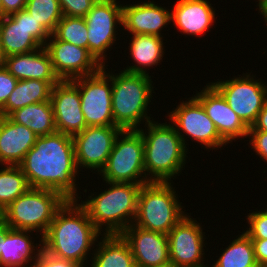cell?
<instances>
[{"mask_svg":"<svg viewBox=\"0 0 267 267\" xmlns=\"http://www.w3.org/2000/svg\"><path fill=\"white\" fill-rule=\"evenodd\" d=\"M50 36L26 9L0 19V41L5 57L39 49Z\"/></svg>","mask_w":267,"mask_h":267,"instance_id":"13","label":"cell"},{"mask_svg":"<svg viewBox=\"0 0 267 267\" xmlns=\"http://www.w3.org/2000/svg\"><path fill=\"white\" fill-rule=\"evenodd\" d=\"M50 101L58 132L73 137L87 127L81 110L79 89L72 80H60L54 85Z\"/></svg>","mask_w":267,"mask_h":267,"instance_id":"18","label":"cell"},{"mask_svg":"<svg viewBox=\"0 0 267 267\" xmlns=\"http://www.w3.org/2000/svg\"><path fill=\"white\" fill-rule=\"evenodd\" d=\"M90 261L97 267H136L128 241L122 234H101Z\"/></svg>","mask_w":267,"mask_h":267,"instance_id":"26","label":"cell"},{"mask_svg":"<svg viewBox=\"0 0 267 267\" xmlns=\"http://www.w3.org/2000/svg\"><path fill=\"white\" fill-rule=\"evenodd\" d=\"M44 47L60 80L91 75L103 67L87 48L58 40L53 34Z\"/></svg>","mask_w":267,"mask_h":267,"instance_id":"16","label":"cell"},{"mask_svg":"<svg viewBox=\"0 0 267 267\" xmlns=\"http://www.w3.org/2000/svg\"><path fill=\"white\" fill-rule=\"evenodd\" d=\"M248 214L245 220L249 228L247 227L244 232L251 239H267V209L256 210Z\"/></svg>","mask_w":267,"mask_h":267,"instance_id":"33","label":"cell"},{"mask_svg":"<svg viewBox=\"0 0 267 267\" xmlns=\"http://www.w3.org/2000/svg\"><path fill=\"white\" fill-rule=\"evenodd\" d=\"M9 117L14 122L28 127L37 137L57 131L51 101L34 103L16 109Z\"/></svg>","mask_w":267,"mask_h":267,"instance_id":"28","label":"cell"},{"mask_svg":"<svg viewBox=\"0 0 267 267\" xmlns=\"http://www.w3.org/2000/svg\"><path fill=\"white\" fill-rule=\"evenodd\" d=\"M193 97L203 106L207 116L215 124L220 137L230 143L247 138L249 128L230 108L226 99L211 84H206ZM245 137V138H244ZM237 139V140H236Z\"/></svg>","mask_w":267,"mask_h":267,"instance_id":"17","label":"cell"},{"mask_svg":"<svg viewBox=\"0 0 267 267\" xmlns=\"http://www.w3.org/2000/svg\"><path fill=\"white\" fill-rule=\"evenodd\" d=\"M36 138L28 127L0 116V165H19Z\"/></svg>","mask_w":267,"mask_h":267,"instance_id":"22","label":"cell"},{"mask_svg":"<svg viewBox=\"0 0 267 267\" xmlns=\"http://www.w3.org/2000/svg\"><path fill=\"white\" fill-rule=\"evenodd\" d=\"M122 22V30L128 31L130 35L147 34L163 37L161 31L171 24V10L156 4L154 0L123 4Z\"/></svg>","mask_w":267,"mask_h":267,"instance_id":"20","label":"cell"},{"mask_svg":"<svg viewBox=\"0 0 267 267\" xmlns=\"http://www.w3.org/2000/svg\"><path fill=\"white\" fill-rule=\"evenodd\" d=\"M122 131L118 126L86 127L73 136L77 168L100 173L106 165L114 142ZM84 167V168H83ZM81 168V169H80ZM97 169V170H96Z\"/></svg>","mask_w":267,"mask_h":267,"instance_id":"15","label":"cell"},{"mask_svg":"<svg viewBox=\"0 0 267 267\" xmlns=\"http://www.w3.org/2000/svg\"><path fill=\"white\" fill-rule=\"evenodd\" d=\"M151 118L145 129L138 130L144 142L145 175L150 182H171L185 169L188 149L170 121L158 123Z\"/></svg>","mask_w":267,"mask_h":267,"instance_id":"3","label":"cell"},{"mask_svg":"<svg viewBox=\"0 0 267 267\" xmlns=\"http://www.w3.org/2000/svg\"><path fill=\"white\" fill-rule=\"evenodd\" d=\"M19 167L30 187L58 192L66 200L82 199L77 193L79 170L72 136L56 131L37 137Z\"/></svg>","mask_w":267,"mask_h":267,"instance_id":"1","label":"cell"},{"mask_svg":"<svg viewBox=\"0 0 267 267\" xmlns=\"http://www.w3.org/2000/svg\"><path fill=\"white\" fill-rule=\"evenodd\" d=\"M5 15L3 14V9H2V4H1V0H0V19L2 17H4Z\"/></svg>","mask_w":267,"mask_h":267,"instance_id":"45","label":"cell"},{"mask_svg":"<svg viewBox=\"0 0 267 267\" xmlns=\"http://www.w3.org/2000/svg\"><path fill=\"white\" fill-rule=\"evenodd\" d=\"M53 35L58 39L88 49V30L85 18L64 16Z\"/></svg>","mask_w":267,"mask_h":267,"instance_id":"31","label":"cell"},{"mask_svg":"<svg viewBox=\"0 0 267 267\" xmlns=\"http://www.w3.org/2000/svg\"><path fill=\"white\" fill-rule=\"evenodd\" d=\"M255 259L259 267H267V239H252Z\"/></svg>","mask_w":267,"mask_h":267,"instance_id":"38","label":"cell"},{"mask_svg":"<svg viewBox=\"0 0 267 267\" xmlns=\"http://www.w3.org/2000/svg\"><path fill=\"white\" fill-rule=\"evenodd\" d=\"M97 0H59L64 16L85 17Z\"/></svg>","mask_w":267,"mask_h":267,"instance_id":"34","label":"cell"},{"mask_svg":"<svg viewBox=\"0 0 267 267\" xmlns=\"http://www.w3.org/2000/svg\"><path fill=\"white\" fill-rule=\"evenodd\" d=\"M202 229L196 218L187 214L170 230L167 235L171 267H209L204 265L206 235Z\"/></svg>","mask_w":267,"mask_h":267,"instance_id":"14","label":"cell"},{"mask_svg":"<svg viewBox=\"0 0 267 267\" xmlns=\"http://www.w3.org/2000/svg\"><path fill=\"white\" fill-rule=\"evenodd\" d=\"M10 229L11 227L7 225L5 222L0 224V267H1V247H2L1 239L5 237V235Z\"/></svg>","mask_w":267,"mask_h":267,"instance_id":"42","label":"cell"},{"mask_svg":"<svg viewBox=\"0 0 267 267\" xmlns=\"http://www.w3.org/2000/svg\"><path fill=\"white\" fill-rule=\"evenodd\" d=\"M191 98V99H190ZM182 100L175 109L167 113L168 119L181 137L185 147L190 140L200 143L204 149L213 150L226 147L213 121L207 116L203 106L192 96ZM183 133V134H182ZM185 134V135H184ZM212 148V149H211Z\"/></svg>","mask_w":267,"mask_h":267,"instance_id":"11","label":"cell"},{"mask_svg":"<svg viewBox=\"0 0 267 267\" xmlns=\"http://www.w3.org/2000/svg\"><path fill=\"white\" fill-rule=\"evenodd\" d=\"M257 6L256 9L259 10L258 13L262 15V19L264 18L263 21H265L267 28V0H259Z\"/></svg>","mask_w":267,"mask_h":267,"instance_id":"41","label":"cell"},{"mask_svg":"<svg viewBox=\"0 0 267 267\" xmlns=\"http://www.w3.org/2000/svg\"><path fill=\"white\" fill-rule=\"evenodd\" d=\"M4 62H5V56L3 54L1 41H0V67L4 66Z\"/></svg>","mask_w":267,"mask_h":267,"instance_id":"43","label":"cell"},{"mask_svg":"<svg viewBox=\"0 0 267 267\" xmlns=\"http://www.w3.org/2000/svg\"><path fill=\"white\" fill-rule=\"evenodd\" d=\"M59 81L18 80L6 104L0 109V116L8 117L16 109L34 103L50 101L51 91Z\"/></svg>","mask_w":267,"mask_h":267,"instance_id":"27","label":"cell"},{"mask_svg":"<svg viewBox=\"0 0 267 267\" xmlns=\"http://www.w3.org/2000/svg\"><path fill=\"white\" fill-rule=\"evenodd\" d=\"M5 222V211L4 208L0 205V224Z\"/></svg>","mask_w":267,"mask_h":267,"instance_id":"44","label":"cell"},{"mask_svg":"<svg viewBox=\"0 0 267 267\" xmlns=\"http://www.w3.org/2000/svg\"><path fill=\"white\" fill-rule=\"evenodd\" d=\"M130 38L131 44L128 43L130 45L128 46L130 52L129 57L130 59L132 58L134 63H132L133 65H128L123 68L122 71L149 75V71L147 72V69L149 67L154 68L155 65V67H157V65L161 64L160 62L164 57V37L135 34Z\"/></svg>","mask_w":267,"mask_h":267,"instance_id":"25","label":"cell"},{"mask_svg":"<svg viewBox=\"0 0 267 267\" xmlns=\"http://www.w3.org/2000/svg\"><path fill=\"white\" fill-rule=\"evenodd\" d=\"M171 10V22L181 34L190 37L207 35L216 22V11L209 0H177ZM216 18V19H215ZM187 34V35H186ZM201 35V36H200Z\"/></svg>","mask_w":267,"mask_h":267,"instance_id":"21","label":"cell"},{"mask_svg":"<svg viewBox=\"0 0 267 267\" xmlns=\"http://www.w3.org/2000/svg\"><path fill=\"white\" fill-rule=\"evenodd\" d=\"M67 200L58 192L30 187L5 209V223L15 230L46 233L57 211Z\"/></svg>","mask_w":267,"mask_h":267,"instance_id":"7","label":"cell"},{"mask_svg":"<svg viewBox=\"0 0 267 267\" xmlns=\"http://www.w3.org/2000/svg\"><path fill=\"white\" fill-rule=\"evenodd\" d=\"M27 0H1L3 14L5 16L25 9Z\"/></svg>","mask_w":267,"mask_h":267,"instance_id":"39","label":"cell"},{"mask_svg":"<svg viewBox=\"0 0 267 267\" xmlns=\"http://www.w3.org/2000/svg\"><path fill=\"white\" fill-rule=\"evenodd\" d=\"M4 67L17 80L60 81L44 46L28 53L5 57Z\"/></svg>","mask_w":267,"mask_h":267,"instance_id":"23","label":"cell"},{"mask_svg":"<svg viewBox=\"0 0 267 267\" xmlns=\"http://www.w3.org/2000/svg\"><path fill=\"white\" fill-rule=\"evenodd\" d=\"M251 73L252 71L246 72L225 81L218 79L216 82H210L248 128L253 125L267 102L266 82L264 84L262 78L256 79V75Z\"/></svg>","mask_w":267,"mask_h":267,"instance_id":"9","label":"cell"},{"mask_svg":"<svg viewBox=\"0 0 267 267\" xmlns=\"http://www.w3.org/2000/svg\"><path fill=\"white\" fill-rule=\"evenodd\" d=\"M1 166L0 205L5 209L15 199L24 194L30 188V185L19 165Z\"/></svg>","mask_w":267,"mask_h":267,"instance_id":"30","label":"cell"},{"mask_svg":"<svg viewBox=\"0 0 267 267\" xmlns=\"http://www.w3.org/2000/svg\"><path fill=\"white\" fill-rule=\"evenodd\" d=\"M33 267H85V265L55 257L42 249Z\"/></svg>","mask_w":267,"mask_h":267,"instance_id":"36","label":"cell"},{"mask_svg":"<svg viewBox=\"0 0 267 267\" xmlns=\"http://www.w3.org/2000/svg\"><path fill=\"white\" fill-rule=\"evenodd\" d=\"M90 267H97L92 261L91 264L89 265ZM88 267V266H87Z\"/></svg>","mask_w":267,"mask_h":267,"instance_id":"46","label":"cell"},{"mask_svg":"<svg viewBox=\"0 0 267 267\" xmlns=\"http://www.w3.org/2000/svg\"><path fill=\"white\" fill-rule=\"evenodd\" d=\"M105 67L94 74L72 79L79 89L87 127L116 126L112 113V80Z\"/></svg>","mask_w":267,"mask_h":267,"instance_id":"10","label":"cell"},{"mask_svg":"<svg viewBox=\"0 0 267 267\" xmlns=\"http://www.w3.org/2000/svg\"><path fill=\"white\" fill-rule=\"evenodd\" d=\"M25 9L53 34L63 14L59 0H27Z\"/></svg>","mask_w":267,"mask_h":267,"instance_id":"32","label":"cell"},{"mask_svg":"<svg viewBox=\"0 0 267 267\" xmlns=\"http://www.w3.org/2000/svg\"><path fill=\"white\" fill-rule=\"evenodd\" d=\"M100 236L79 201L67 200L42 236V249L55 257L87 266Z\"/></svg>","mask_w":267,"mask_h":267,"instance_id":"2","label":"cell"},{"mask_svg":"<svg viewBox=\"0 0 267 267\" xmlns=\"http://www.w3.org/2000/svg\"><path fill=\"white\" fill-rule=\"evenodd\" d=\"M104 183L109 186L108 189L106 187L99 195L91 192L90 196L79 204L86 210L100 233L104 231L103 234H121L134 223L138 193L144 184Z\"/></svg>","mask_w":267,"mask_h":267,"instance_id":"4","label":"cell"},{"mask_svg":"<svg viewBox=\"0 0 267 267\" xmlns=\"http://www.w3.org/2000/svg\"><path fill=\"white\" fill-rule=\"evenodd\" d=\"M103 182L147 184L144 142L138 130H122L117 136L106 165L99 173Z\"/></svg>","mask_w":267,"mask_h":267,"instance_id":"8","label":"cell"},{"mask_svg":"<svg viewBox=\"0 0 267 267\" xmlns=\"http://www.w3.org/2000/svg\"><path fill=\"white\" fill-rule=\"evenodd\" d=\"M122 8L123 4L117 0H97L84 17L88 50L102 66L108 67L107 50L113 48L115 41L117 43V28L123 27Z\"/></svg>","mask_w":267,"mask_h":267,"instance_id":"12","label":"cell"},{"mask_svg":"<svg viewBox=\"0 0 267 267\" xmlns=\"http://www.w3.org/2000/svg\"><path fill=\"white\" fill-rule=\"evenodd\" d=\"M121 234L128 241L136 265L170 266L167 234L145 230L134 224L127 227Z\"/></svg>","mask_w":267,"mask_h":267,"instance_id":"19","label":"cell"},{"mask_svg":"<svg viewBox=\"0 0 267 267\" xmlns=\"http://www.w3.org/2000/svg\"><path fill=\"white\" fill-rule=\"evenodd\" d=\"M249 144L262 160L267 162V132L248 131Z\"/></svg>","mask_w":267,"mask_h":267,"instance_id":"37","label":"cell"},{"mask_svg":"<svg viewBox=\"0 0 267 267\" xmlns=\"http://www.w3.org/2000/svg\"><path fill=\"white\" fill-rule=\"evenodd\" d=\"M222 251L210 267H259L255 259L252 239L244 231Z\"/></svg>","mask_w":267,"mask_h":267,"instance_id":"29","label":"cell"},{"mask_svg":"<svg viewBox=\"0 0 267 267\" xmlns=\"http://www.w3.org/2000/svg\"><path fill=\"white\" fill-rule=\"evenodd\" d=\"M136 267H144V266H140V265H136ZM151 267V266H150ZM155 267V266H154ZM162 267H171V266H162Z\"/></svg>","mask_w":267,"mask_h":267,"instance_id":"47","label":"cell"},{"mask_svg":"<svg viewBox=\"0 0 267 267\" xmlns=\"http://www.w3.org/2000/svg\"><path fill=\"white\" fill-rule=\"evenodd\" d=\"M249 131H265L267 132V102L263 105L255 122L249 128Z\"/></svg>","mask_w":267,"mask_h":267,"instance_id":"40","label":"cell"},{"mask_svg":"<svg viewBox=\"0 0 267 267\" xmlns=\"http://www.w3.org/2000/svg\"><path fill=\"white\" fill-rule=\"evenodd\" d=\"M110 78L114 124L122 130H139L140 124L152 121L148 113L155 93L152 77L122 70L113 74L111 70Z\"/></svg>","mask_w":267,"mask_h":267,"instance_id":"5","label":"cell"},{"mask_svg":"<svg viewBox=\"0 0 267 267\" xmlns=\"http://www.w3.org/2000/svg\"><path fill=\"white\" fill-rule=\"evenodd\" d=\"M172 183L149 182L141 186L134 225L145 230L168 234L188 214L186 210H182L185 207L178 200V194Z\"/></svg>","mask_w":267,"mask_h":267,"instance_id":"6","label":"cell"},{"mask_svg":"<svg viewBox=\"0 0 267 267\" xmlns=\"http://www.w3.org/2000/svg\"><path fill=\"white\" fill-rule=\"evenodd\" d=\"M18 80L4 67H0V109L6 104Z\"/></svg>","mask_w":267,"mask_h":267,"instance_id":"35","label":"cell"},{"mask_svg":"<svg viewBox=\"0 0 267 267\" xmlns=\"http://www.w3.org/2000/svg\"><path fill=\"white\" fill-rule=\"evenodd\" d=\"M32 233L33 231L15 229L7 232L1 239V267H33L35 265L42 250V239L34 244Z\"/></svg>","mask_w":267,"mask_h":267,"instance_id":"24","label":"cell"}]
</instances>
